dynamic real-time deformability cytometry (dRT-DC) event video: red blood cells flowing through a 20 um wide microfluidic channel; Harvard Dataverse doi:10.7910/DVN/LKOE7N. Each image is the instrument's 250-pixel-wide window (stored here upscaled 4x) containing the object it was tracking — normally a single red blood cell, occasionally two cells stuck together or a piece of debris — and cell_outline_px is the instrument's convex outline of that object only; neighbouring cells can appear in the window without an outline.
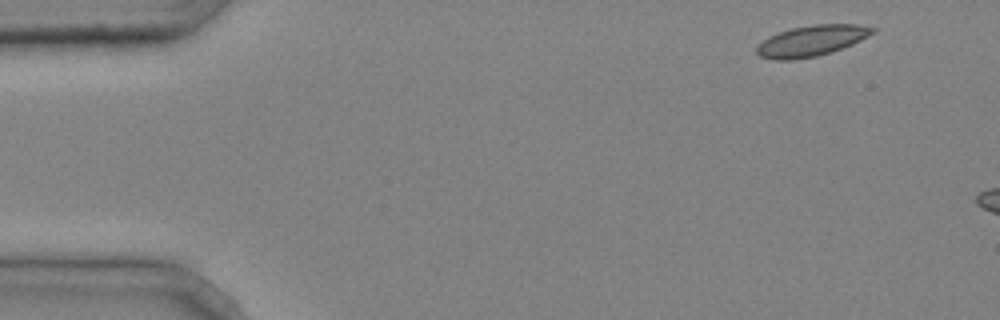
{"species": "common noctule bat (a hibernating species)", "species_latin": "Nyctalus noctula", "temperature_condition": "cold", "stored_images_in_passage": 3, "camera_frame_rate_fps": 3000, "um_per_image_px": 0.085, "animal": {"sex": "male", "body_mass_g": 20.4}, "frame": {"image": 1, "passage_image": 1, "time_ms": 0.0, "image_size_px": [1000, 320], "cell_outline_px": [[876, 32], [852, 44], [832, 52], [816, 56], [792, 60], [776, 60], [760, 56], [756, 52], [756, 48], [768, 36], [792, 28], [816, 24], [856, 24], [876, 28]], "centroid_in_image_um": [69.0, 3.46], "position_along_channel_um": 16.0, "area_um2": 20.63}}